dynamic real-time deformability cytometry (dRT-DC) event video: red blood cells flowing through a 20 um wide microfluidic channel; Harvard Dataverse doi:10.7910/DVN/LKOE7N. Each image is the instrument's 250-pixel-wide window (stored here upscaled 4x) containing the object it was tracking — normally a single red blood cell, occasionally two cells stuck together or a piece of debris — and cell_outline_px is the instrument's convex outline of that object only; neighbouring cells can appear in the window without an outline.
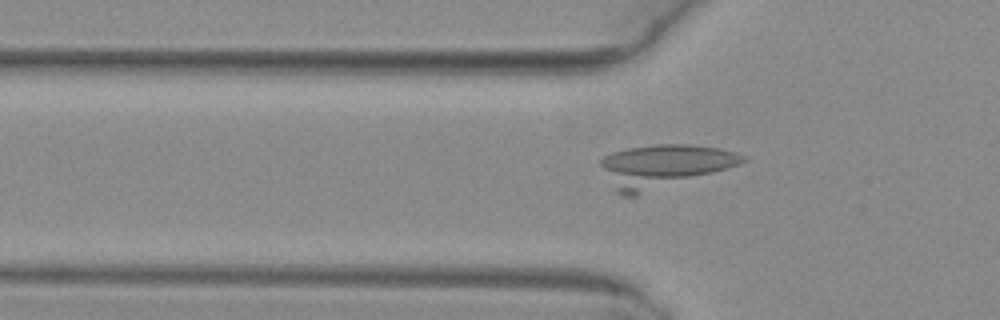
{"species": "common noctule bat (a hibernating species)", "species_latin": "Nyctalus noctula", "temperature_condition": "warm", "stored_images_in_passage": 56, "camera_frame_rate_fps": 3000, "um_per_image_px": 0.085, "animal": {"sex": "female", "body_mass_g": 29.2, "forearm_length_mm": 56.3}, "frame": {"image": 1, "passage_image": 21, "time_ms": 6.667, "image_size_px": [1000, 320], "cell_outline_px": [[748, 160], [740, 164], [728, 168], [636, 196], [620, 196], [616, 192], [600, 164], [600, 160], [604, 156], [612, 152], [628, 148], [656, 144], [688, 144], [720, 148], [744, 156]], "centroid_in_image_um": [56.39, 14.11], "position_along_channel_um": 69.4, "area_um2": 35.26}}
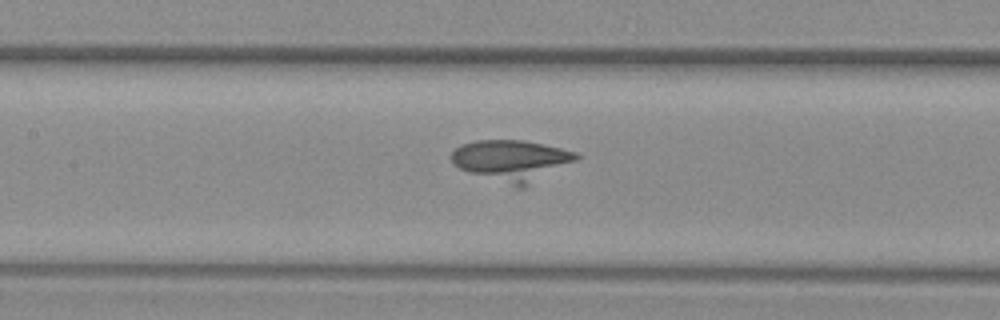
{"frame": {"image": 2, "passage_image": 28, "time_ms": 9.0, "image_size_px": [1000, 320], "cell_outline_px": [[580, 156], [576, 160], [524, 188], [516, 188], [468, 172], [460, 168], [452, 160], [452, 152], [456, 148], [464, 144], [476, 140], [524, 140], [544, 144], [576, 152]], "centroid_in_image_um": [43.51, 13.65], "position_along_channel_um": 163.9, "area_um2": 29.71}}
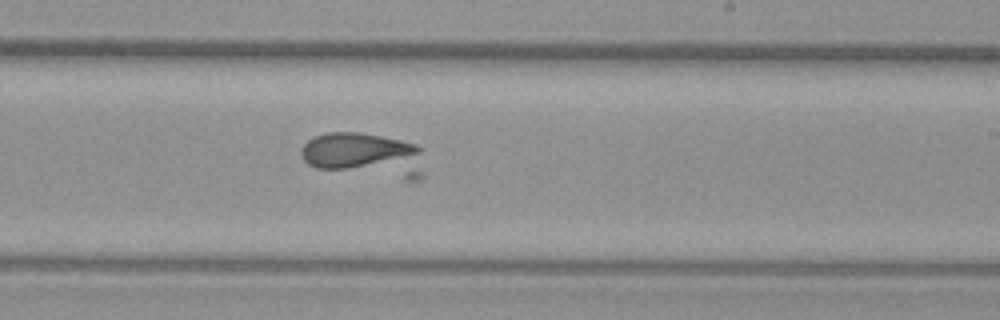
{"frame": {"image": 3, "passage_image": 35, "time_ms": 11.333, "image_size_px": [1000, 320], "cell_outline_px": [[424, 176], [420, 180], [404, 180], [316, 168], [308, 164], [300, 156], [300, 148], [312, 136], [328, 132], [360, 132], [400, 140], [416, 144], [420, 148], [424, 172]], "centroid_in_image_um": [30.96, 13.19], "position_along_channel_um": 258.0, "area_um2": 32.54}}